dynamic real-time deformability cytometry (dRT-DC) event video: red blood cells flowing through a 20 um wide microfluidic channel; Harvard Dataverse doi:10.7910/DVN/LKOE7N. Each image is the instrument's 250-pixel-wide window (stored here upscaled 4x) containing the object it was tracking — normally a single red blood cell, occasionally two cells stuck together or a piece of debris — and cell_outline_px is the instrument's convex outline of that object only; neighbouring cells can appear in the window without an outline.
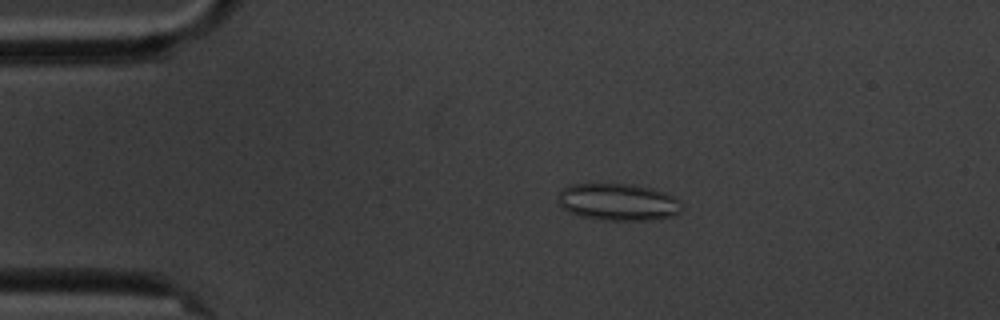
{"species": "common noctule bat (a hibernating species)", "species_latin": "Nyctalus noctula", "temperature_condition": "cold", "stored_images_in_passage": 5, "camera_frame_rate_fps": 3000, "um_per_image_px": 0.085, "animal": {"sex": "male", "body_mass_g": 20.1, "forearm_length_mm": 53.5}, "frame": {"image": 1, "passage_image": 4, "time_ms": 3.333, "image_size_px": [1000, 320], "cell_outline_px": [[684, 208], [680, 212], [672, 216], [652, 220], [600, 220], [580, 216], [564, 208], [556, 200], [560, 192], [564, 188], [572, 184], [632, 184], [652, 188], [664, 192], [680, 200]], "centroid_in_image_um": [52.58, 17.18], "position_along_channel_um": 32.4, "area_um2": 26.82}}